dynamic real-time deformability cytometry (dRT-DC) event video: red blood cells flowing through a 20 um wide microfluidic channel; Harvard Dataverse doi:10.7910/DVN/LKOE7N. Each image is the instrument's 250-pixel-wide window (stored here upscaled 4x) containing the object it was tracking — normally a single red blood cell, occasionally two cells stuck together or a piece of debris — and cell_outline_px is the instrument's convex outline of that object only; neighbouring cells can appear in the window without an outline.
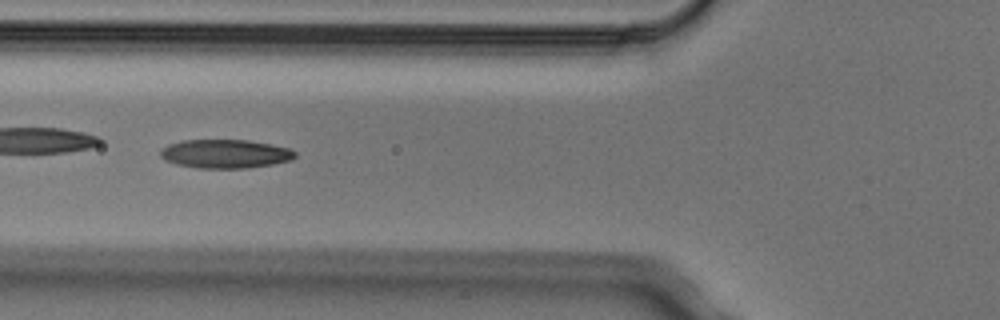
{"species": "Egyptian fruit bat (a non-hibernating species)", "species_latin": "Rousettus aegyptiacus", "temperature_condition": "cold", "stored_images_in_passage": 7, "camera_frame_rate_fps": 3000, "um_per_image_px": 0.085, "animal": {"sex": "male"}, "frame": {"image": 1, "passage_image": 6, "time_ms": 1.667, "image_size_px": [1000, 320], "cell_outline_px": [[296, 156], [292, 160], [272, 164], [248, 168], [196, 168], [176, 164], [164, 160], [160, 156], [160, 148], [168, 144], [184, 140], [248, 140], [272, 144], [292, 148], [296, 152]], "centroid_in_image_um": [19.15, 13.07], "position_along_channel_um": 106.6, "area_um2": 22.83}}